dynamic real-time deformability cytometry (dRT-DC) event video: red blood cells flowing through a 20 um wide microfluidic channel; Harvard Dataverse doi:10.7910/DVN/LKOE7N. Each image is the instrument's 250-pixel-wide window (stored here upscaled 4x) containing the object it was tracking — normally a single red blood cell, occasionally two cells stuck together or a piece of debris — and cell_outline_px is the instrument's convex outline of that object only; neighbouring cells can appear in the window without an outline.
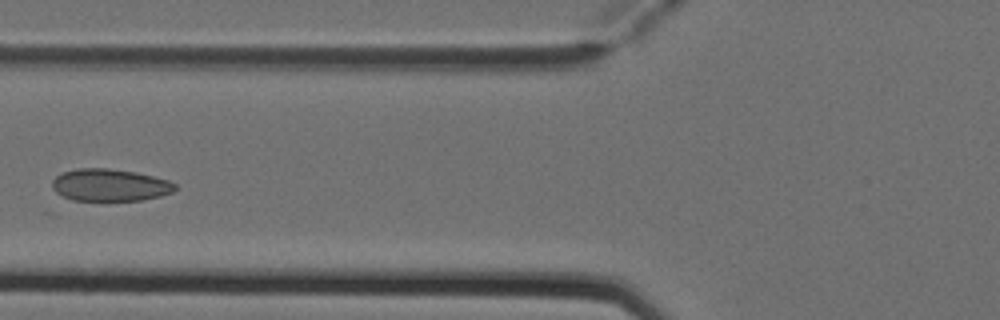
{"species": "Egyptian fruit bat (a non-hibernating species)", "species_latin": "Rousettus aegyptiacus", "temperature_condition": "cold", "stored_images_in_passage": 5, "camera_frame_rate_fps": 3000, "um_per_image_px": 0.085, "animal": {"sex": "female"}, "frame": {"image": 1, "passage_image": 4, "time_ms": 1.0, "image_size_px": [1000, 320], "cell_outline_px": [[176, 188], [172, 192], [160, 196], [140, 200], [72, 200], [56, 192], [52, 188], [52, 180], [56, 176], [64, 172], [76, 168], [108, 168], [136, 172], [168, 180], [176, 184]], "centroid_in_image_um": [9.33, 15.72], "position_along_channel_um": 116.5, "area_um2": 22.95}}
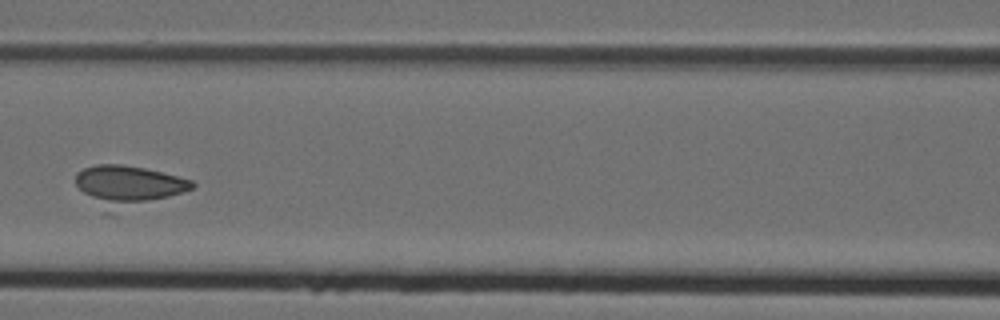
{"frame": {"image": 2, "passage_image": 5, "time_ms": 1.333, "image_size_px": [1000, 320], "cell_outline_px": [[196, 184], [192, 188], [184, 192], [116, 216], [104, 216], [76, 184], [76, 172], [84, 168], [96, 164], [120, 164], [144, 168], [192, 180]], "centroid_in_image_um": [10.84, 15.9], "position_along_channel_um": 155.8, "area_um2": 28.73}}